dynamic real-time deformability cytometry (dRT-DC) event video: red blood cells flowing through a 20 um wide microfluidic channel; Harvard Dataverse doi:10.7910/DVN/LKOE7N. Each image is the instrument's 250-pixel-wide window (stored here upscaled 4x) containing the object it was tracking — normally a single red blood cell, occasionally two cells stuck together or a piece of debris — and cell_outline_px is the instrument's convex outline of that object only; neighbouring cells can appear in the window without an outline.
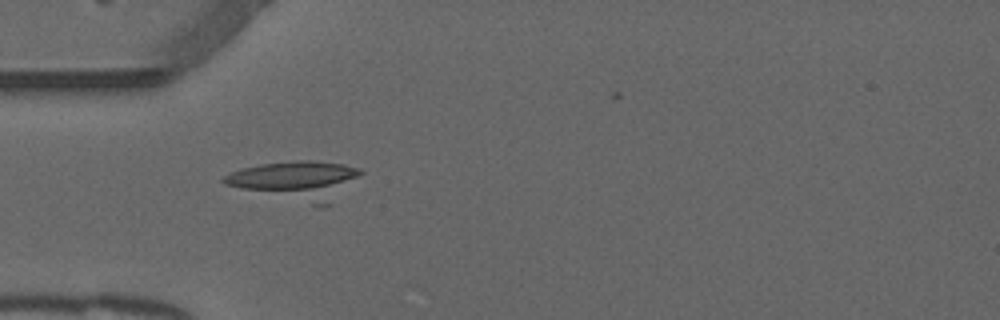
{"species": "common noctule bat (a hibernating species)", "species_latin": "Nyctalus noctula", "temperature_condition": "warm", "stored_images_in_passage": 31, "camera_frame_rate_fps": 3000, "um_per_image_px": 0.085, "animal": {"sex": "male", "forearm_length_mm": 52.5}, "frame": {"image": 1, "passage_image": 1, "time_ms": 0.0, "image_size_px": [1000, 320], "cell_outline_px": [[364, 172], [332, 204], [324, 208], [240, 188], [224, 184], [220, 180], [224, 176], [232, 172], [244, 168], [260, 164], [292, 160], [312, 160], [344, 164], [360, 168]], "centroid_in_image_um": [25.26, 15.34], "position_along_channel_um": 59.7, "area_um2": 31.04}}
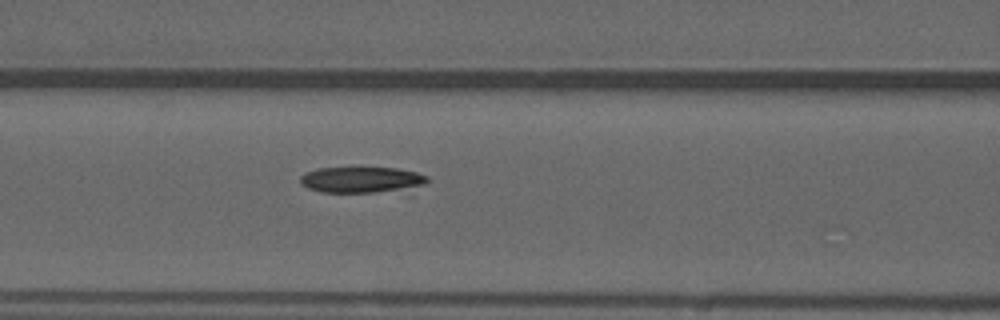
{"frame": {"image": 2, "passage_image": 7, "time_ms": 2.0, "image_size_px": [1000, 320], "cell_outline_px": [[428, 180], [412, 196], [408, 196], [320, 192], [308, 188], [300, 184], [300, 176], [304, 172], [316, 168], [352, 164], [356, 164], [396, 168], [416, 172], [428, 176]], "centroid_in_image_um": [30.91, 15.32], "position_along_channel_um": 135.7, "area_um2": 22.66}}
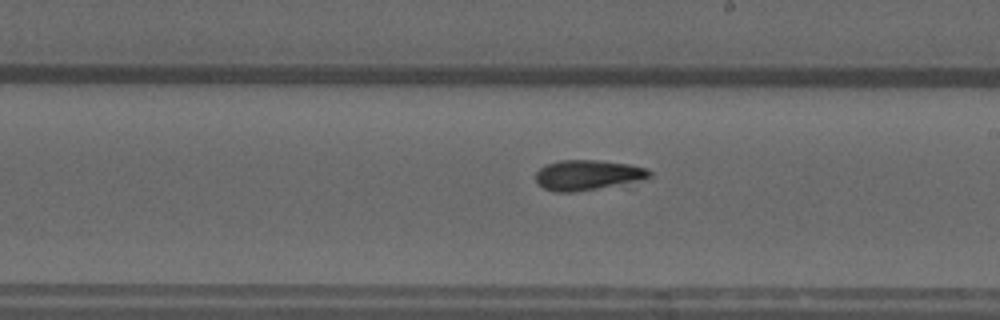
{"frame": {"image": 3, "passage_image": 15, "time_ms": 4.667, "image_size_px": [1000, 320], "cell_outline_px": [[652, 176], [644, 180], [576, 192], [556, 192], [544, 188], [536, 184], [536, 172], [540, 168], [548, 164], [560, 160], [596, 160], [628, 164], [648, 168], [652, 172]], "centroid_in_image_um": [49.97, 14.88], "position_along_channel_um": 239.0, "area_um2": 20.11}}